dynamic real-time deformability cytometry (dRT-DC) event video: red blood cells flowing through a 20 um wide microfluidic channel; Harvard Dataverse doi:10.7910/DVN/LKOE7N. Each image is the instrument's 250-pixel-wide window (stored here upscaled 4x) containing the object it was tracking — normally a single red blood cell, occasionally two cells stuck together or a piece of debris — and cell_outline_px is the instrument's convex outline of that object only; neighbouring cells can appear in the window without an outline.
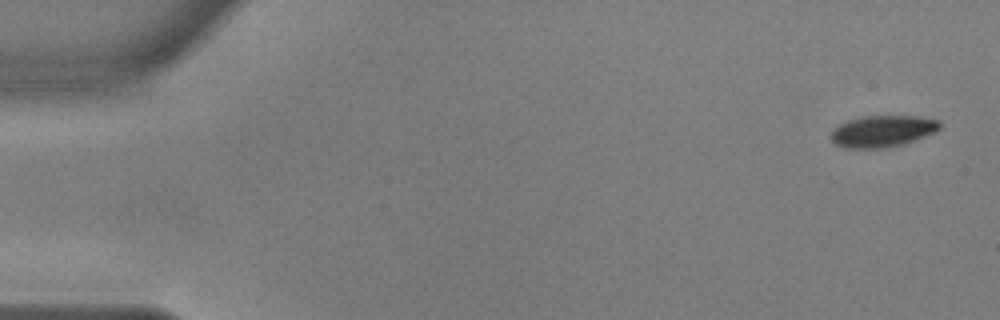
{"species": "common noctule bat (a hibernating species)", "species_latin": "Nyctalus noctula", "temperature_condition": "warm", "stored_images_in_passage": 55, "camera_frame_rate_fps": 3000, "um_per_image_px": 0.085, "animal": {"sex": "male", "body_mass_g": 17.9, "forearm_length_mm": 54.2}, "frame": {"image": 1, "passage_image": 2, "time_ms": 0.333, "image_size_px": [1000, 320], "cell_outline_px": [[940, 128], [932, 132], [912, 140], [900, 144], [880, 148], [844, 148], [836, 144], [832, 140], [832, 132], [840, 124], [848, 120], [864, 116], [920, 116], [936, 120], [940, 124]], "centroid_in_image_um": [74.97, 11.14], "position_along_channel_um": 10.0, "area_um2": 19.42}}
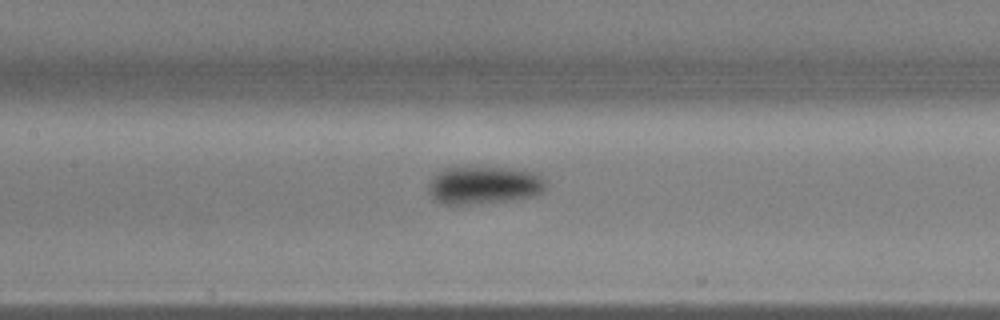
{"frame": {"image": 2, "passage_image": 26, "time_ms": 8.333, "image_size_px": [1000, 320], "cell_outline_px": [[544, 192], [528, 196], [504, 200], [464, 204], [444, 204], [436, 200], [428, 192], [428, 184], [432, 176], [444, 168], [456, 164], [512, 168], [540, 172], [544, 180]], "centroid_in_image_um": [41.08, 15.66], "position_along_channel_um": 166.3, "area_um2": 26.47}}
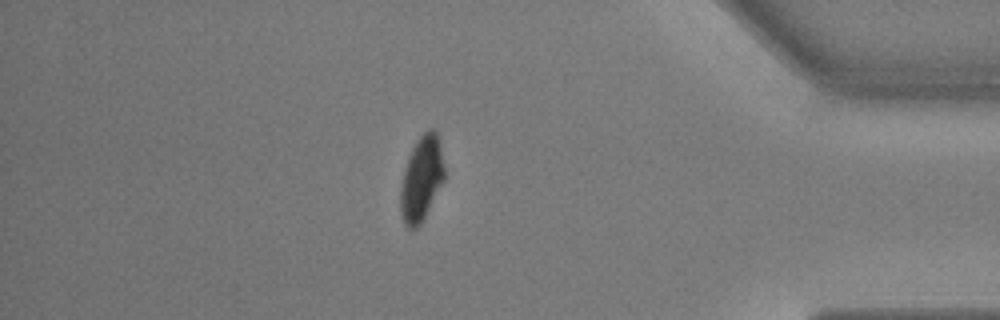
{"frame": {"image": 3, "passage_image": 48, "time_ms": 15.667, "image_size_px": [1000, 320], "cell_outline_px": [[444, 180], [420, 224], [416, 228], [408, 228], [404, 224], [400, 212], [400, 184], [408, 156], [416, 140], [428, 128], [432, 128], [436, 132], [440, 144], [444, 168]], "centroid_in_image_um": [35.8, 15.17], "position_along_channel_um": 399.4, "area_um2": 21.62}, "authors_computed_cell_mechanics": {"area_um2": 22.831, "velocity_mm_per_s": 3.644, "shape_relaxation_time_tau1_ms": 2.5889, "shape_relaxation_time_tau2_ms": null, "deformation_change_tau1": 0.1424, "deformation_change_tau2": null}}